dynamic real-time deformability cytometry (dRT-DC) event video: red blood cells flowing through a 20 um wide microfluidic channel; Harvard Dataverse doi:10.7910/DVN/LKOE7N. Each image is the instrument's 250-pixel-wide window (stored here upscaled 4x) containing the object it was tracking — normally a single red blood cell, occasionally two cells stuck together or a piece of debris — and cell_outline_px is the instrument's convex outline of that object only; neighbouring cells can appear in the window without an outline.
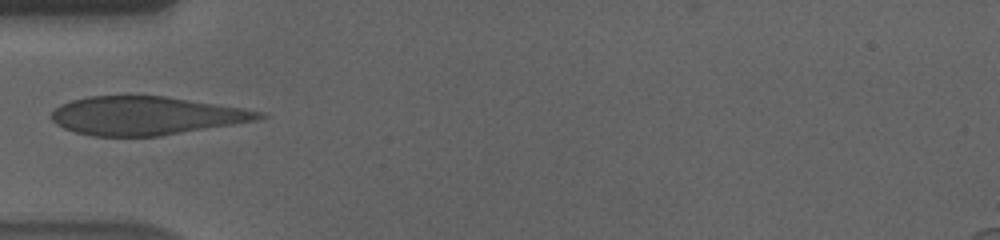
{"species": "human", "species_latin": "Homo sapiens", "temperature_condition": "cold", "stored_images_in_passage": 39, "camera_frame_rate_fps": 3000, "um_per_image_px": 0.085, "donor": {"sex": "male"}, "frame": {"image": 1, "passage_image": 1, "time_ms": 0.0, "image_size_px": [1000, 240], "cell_outline_px": [[268, 116], [256, 120], [160, 136], [92, 136], [76, 132], [64, 128], [56, 124], [48, 116], [60, 104], [72, 100], [88, 96], [164, 96], [240, 108], [264, 112]], "centroid_in_image_um": [12.34, 9.84], "position_along_channel_um": 72.7, "area_um2": 46.01}}
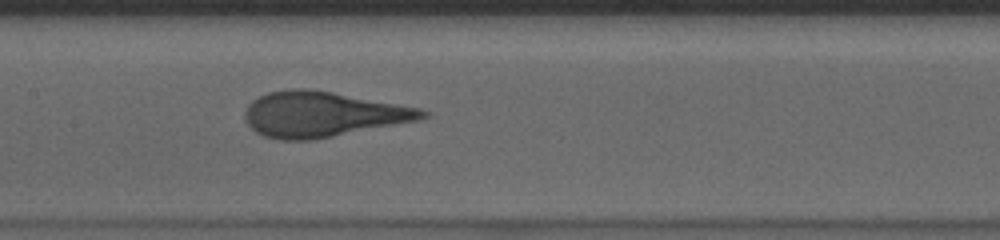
{"frame": {"image": 2, "passage_image": 10, "time_ms": 3.0, "image_size_px": [1000, 240], "cell_outline_px": [[428, 116], [420, 120], [312, 140], [280, 140], [264, 136], [256, 132], [248, 124], [244, 116], [244, 112], [248, 104], [252, 100], [268, 92], [332, 92], [420, 108], [428, 112]], "centroid_in_image_um": [27.44, 9.76], "position_along_channel_um": 180.0, "area_um2": 45.55}}
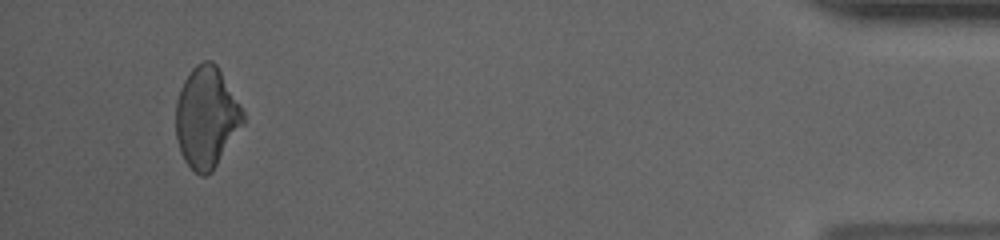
{"frame": {"image": 3, "passage_image": 36, "time_ms": 11.667, "image_size_px": [1000, 240], "cell_outline_px": [[244, 124], [212, 172], [204, 176], [200, 176], [184, 160], [180, 152], [176, 136], [176, 100], [180, 88], [184, 80], [192, 68], [196, 64], [204, 60], [212, 60], [216, 64], [240, 104], [244, 112]], "centroid_in_image_um": [17.55, 9.98], "position_along_channel_um": 417.7, "area_um2": 39.59}}